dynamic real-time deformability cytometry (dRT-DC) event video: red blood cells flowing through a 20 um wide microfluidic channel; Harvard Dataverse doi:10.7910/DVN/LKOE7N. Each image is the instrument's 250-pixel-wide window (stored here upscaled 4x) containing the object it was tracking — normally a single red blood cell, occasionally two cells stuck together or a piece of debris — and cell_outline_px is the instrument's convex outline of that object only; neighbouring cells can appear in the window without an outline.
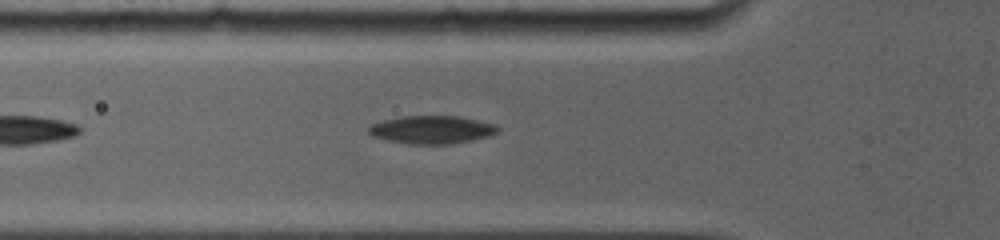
{"species": "common noctule bat (a hibernating species)", "species_latin": "Nyctalus noctula", "temperature_condition": "room temperature", "stored_images_in_passage": 4, "camera_frame_rate_fps": 5000, "um_per_image_px": 0.085, "animal": {"sex": "female", "body_mass_g": 19.0, "forearm_length_mm": 56.7}, "frame": {"image": 1, "passage_image": 4, "time_ms": 2.2, "image_size_px": [1000, 240], "cell_outline_px": [[500, 128], [496, 132], [488, 136], [472, 140], [448, 144], [408, 144], [388, 140], [372, 136], [364, 128], [368, 124], [380, 120], [400, 116], [460, 116], [496, 124]], "centroid_in_image_um": [36.62, 11.01], "position_along_channel_um": 89.2, "area_um2": 21.39}}